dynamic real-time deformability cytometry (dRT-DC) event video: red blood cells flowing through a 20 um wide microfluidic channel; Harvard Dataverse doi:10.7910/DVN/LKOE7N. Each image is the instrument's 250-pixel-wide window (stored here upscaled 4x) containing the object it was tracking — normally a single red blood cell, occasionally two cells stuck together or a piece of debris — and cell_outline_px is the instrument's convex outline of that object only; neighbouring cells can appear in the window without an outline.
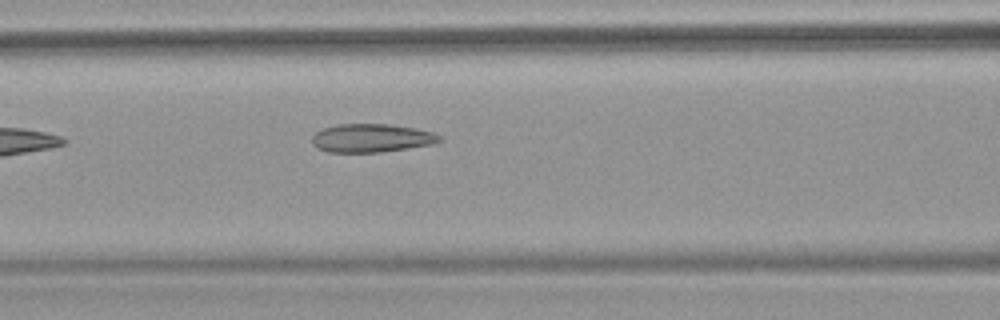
{"species": "common noctule bat (a hibernating species)", "species_latin": "Nyctalus noctula", "temperature_condition": "warm", "stored_images_in_passage": 8, "segment_of_instrument_passage": [2, 2], "camera_frame_rate_fps": 3000, "um_per_image_px": 0.085, "animal": {"sex": "female", "body_mass_g": 18.4}, "frame": {"image": 1, "passage_image": 8, "time_ms": 8.667, "image_size_px": [1000, 320], "cell_outline_px": [[444, 140], [436, 144], [380, 152], [328, 152], [312, 144], [312, 136], [316, 132], [324, 128], [336, 124], [388, 124], [416, 128], [432, 132], [440, 136]], "centroid_in_image_um": [31.62, 11.73], "position_along_channel_um": 135.0, "area_um2": 21.15}}